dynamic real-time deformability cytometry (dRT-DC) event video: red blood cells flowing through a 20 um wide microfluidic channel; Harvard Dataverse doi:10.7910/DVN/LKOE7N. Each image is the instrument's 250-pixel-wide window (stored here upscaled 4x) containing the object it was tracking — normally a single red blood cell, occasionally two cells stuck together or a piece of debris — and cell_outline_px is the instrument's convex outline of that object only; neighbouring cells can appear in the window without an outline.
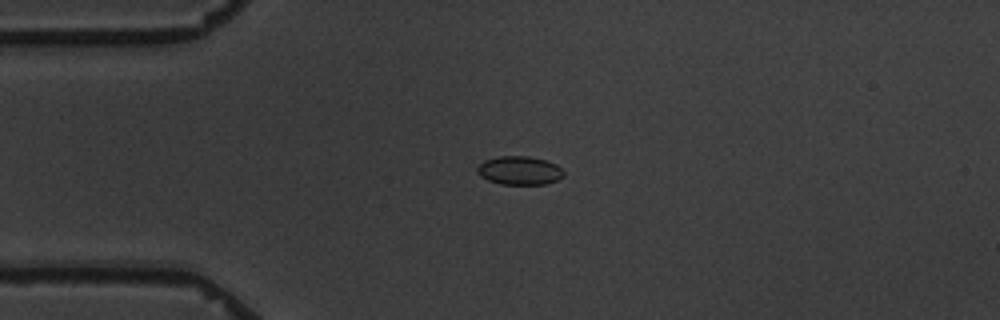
{"species": "common noctule bat (a hibernating species)", "species_latin": "Nyctalus noctula", "temperature_condition": "warm", "stored_images_in_passage": 5, "camera_frame_rate_fps": 3000, "um_per_image_px": 0.085, "animal": {"sex": "male", "body_mass_g": 19.5, "forearm_length_mm": 54.6}, "frame": {"image": 1, "passage_image": 3, "time_ms": 2.333, "image_size_px": [1000, 320], "cell_outline_px": [[564, 176], [556, 180], [544, 184], [500, 184], [488, 180], [480, 176], [476, 172], [476, 168], [484, 160], [500, 156], [528, 156], [544, 160], [556, 164], [564, 172]], "centroid_in_image_um": [44.13, 14.49], "position_along_channel_um": 40.9, "area_um2": 14.33}}
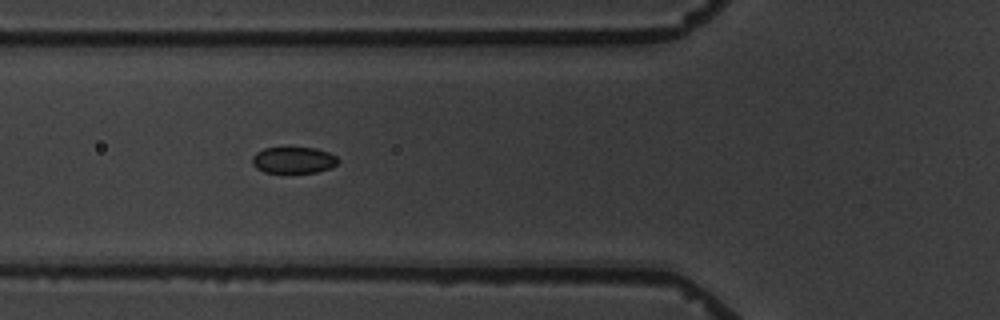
{"frame": {"image": 2, "passage_image": 5, "time_ms": 4.667, "image_size_px": [1000, 320], "cell_outline_px": [[340, 160], [336, 164], [328, 168], [316, 172], [264, 172], [256, 168], [252, 164], [252, 156], [256, 152], [264, 148], [316, 148], [328, 152], [336, 156]], "centroid_in_image_um": [24.93, 13.6], "position_along_channel_um": 100.9, "area_um2": 13.06}}